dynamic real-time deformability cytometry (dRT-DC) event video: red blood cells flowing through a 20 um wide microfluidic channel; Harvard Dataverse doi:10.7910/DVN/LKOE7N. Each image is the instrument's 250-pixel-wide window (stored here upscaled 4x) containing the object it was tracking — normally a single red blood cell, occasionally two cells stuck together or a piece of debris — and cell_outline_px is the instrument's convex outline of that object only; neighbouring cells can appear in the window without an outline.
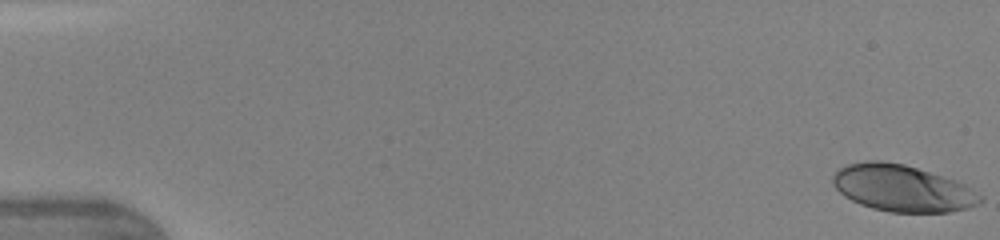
{"species": "human", "species_latin": "Homo sapiens", "temperature_condition": "warm", "stored_images_in_passage": 47, "camera_frame_rate_fps": 3000, "um_per_image_px": 0.085, "donor": {"sex": "female"}, "frame": {"image": 1, "passage_image": 1, "time_ms": 0.0, "image_size_px": [1000, 240], "cell_outline_px": [[984, 200], [968, 208], [948, 212], [892, 212], [872, 208], [860, 204], [844, 196], [832, 184], [832, 176], [840, 168], [848, 164], [864, 160], [884, 160], [904, 164], [956, 180], [972, 188], [984, 196]], "centroid_in_image_um": [76.71, 15.99], "position_along_channel_um": 8.3, "area_um2": 40.17}}
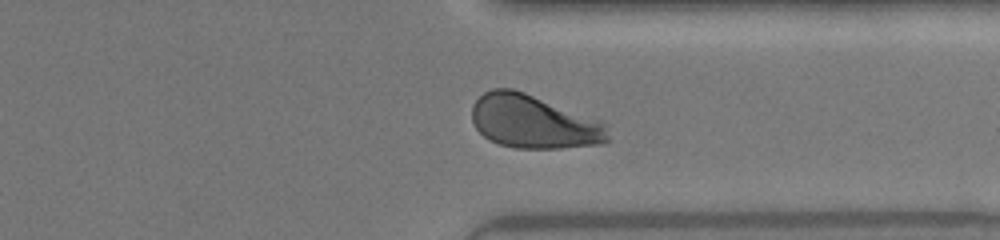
{"frame": {"image": 2, "passage_image": 37, "time_ms": 12.0, "image_size_px": [1000, 240], "cell_outline_px": [[608, 140], [604, 144], [560, 148], [516, 148], [500, 144], [484, 136], [476, 128], [472, 120], [472, 104], [484, 92], [492, 88], [512, 88], [524, 92], [604, 120], [608, 136]], "centroid_in_image_um": [45.39, 10.34], "position_along_channel_um": 366.0, "area_um2": 42.66}}
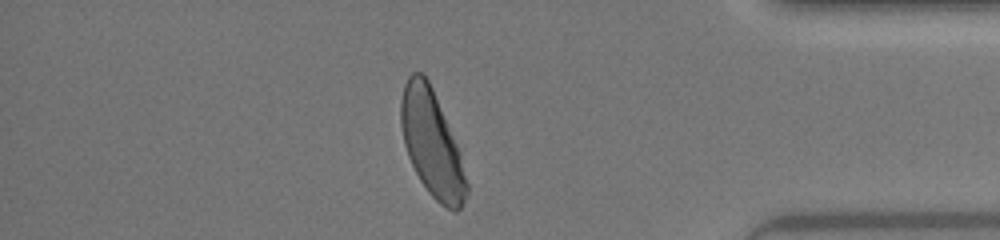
{"frame": {"image": 3, "passage_image": 41, "time_ms": 13.333, "image_size_px": [1000, 240], "cell_outline_px": [[468, 192], [460, 208], [456, 212], [452, 212], [440, 204], [428, 192], [420, 180], [408, 156], [404, 144], [400, 124], [400, 100], [404, 84], [408, 76], [412, 72], [420, 72], [428, 80], [432, 88], [460, 152], [468, 184]], "centroid_in_image_um": [36.69, 12.22], "position_along_channel_um": 398.5, "area_um2": 40.4}, "authors_computed_cell_mechanics": {"area_um2": 41.3848, "velocity_mm_per_s": 4.3305, "shape_relaxation_time_tau1_ms": 2.8496, "shape_relaxation_time_tau2_ms": 0.7692, "deformation_change_tau1": 0.1601, "deformation_change_tau2": 0.0467}}